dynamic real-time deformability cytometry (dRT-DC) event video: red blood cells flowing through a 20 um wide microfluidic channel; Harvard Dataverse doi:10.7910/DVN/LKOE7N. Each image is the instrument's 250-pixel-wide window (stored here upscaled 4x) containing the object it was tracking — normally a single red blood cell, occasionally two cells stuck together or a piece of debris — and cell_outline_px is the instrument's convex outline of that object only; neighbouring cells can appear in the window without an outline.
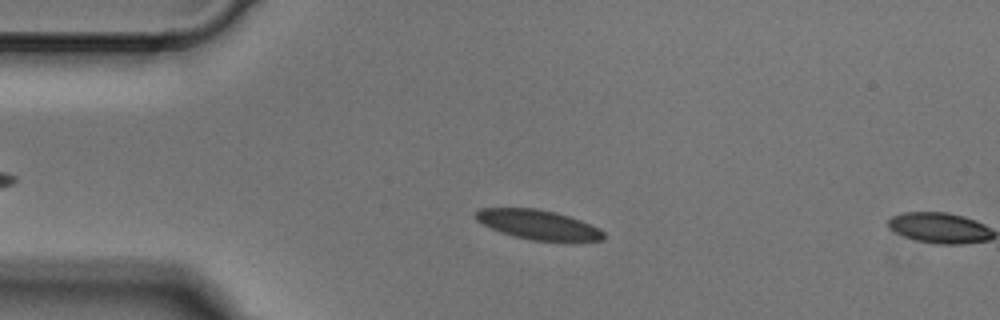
{"species": "Egyptian fruit bat (a non-hibernating species)", "species_latin": "Rousettus aegyptiacus", "temperature_condition": "cold", "stored_images_in_passage": 3, "camera_frame_rate_fps": 3000, "um_per_image_px": 0.085, "animal": {"sex": "male"}, "frame": {"image": 1, "passage_image": 2, "time_ms": 0.333, "image_size_px": [1000, 320], "cell_outline_px": [[604, 240], [532, 240], [500, 232], [476, 220], [476, 212], [480, 208], [536, 208], [556, 212], [580, 220], [600, 228], [604, 232]], "centroid_in_image_um": [45.74, 19.08], "position_along_channel_um": 39.3, "area_um2": 21.56}}